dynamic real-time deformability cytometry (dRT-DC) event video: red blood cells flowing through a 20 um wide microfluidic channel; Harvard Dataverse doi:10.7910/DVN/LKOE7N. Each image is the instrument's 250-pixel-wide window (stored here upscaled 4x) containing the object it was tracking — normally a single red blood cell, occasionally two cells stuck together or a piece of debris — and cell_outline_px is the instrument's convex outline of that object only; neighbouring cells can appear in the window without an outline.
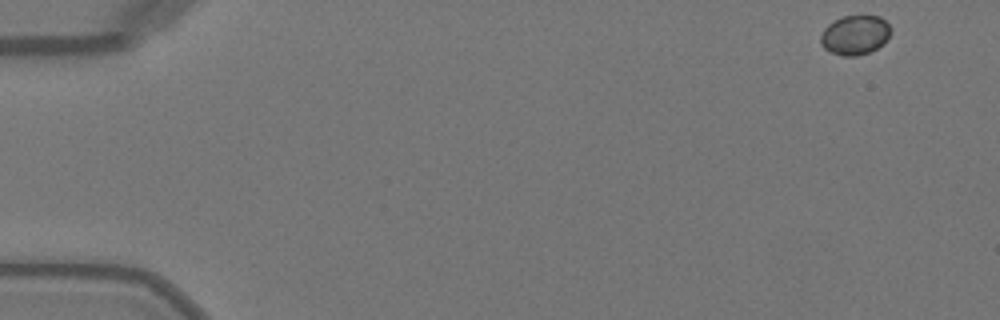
{"species": "Egyptian fruit bat (a non-hibernating species)", "species_latin": "Rousettus aegyptiacus", "temperature_condition": "warm", "stored_images_in_passage": 25, "camera_frame_rate_fps": 3000, "um_per_image_px": 0.085, "animal": {"sex": "female"}, "frame": {"image": 1, "passage_image": 1, "time_ms": 0.0, "image_size_px": [1000, 320], "cell_outline_px": [[892, 28], [884, 44], [868, 52], [856, 56], [840, 56], [824, 48], [820, 44], [820, 36], [824, 28], [828, 24], [844, 16], [880, 16]], "centroid_in_image_um": [72.66, 2.98], "position_along_channel_um": 12.3, "area_um2": 16.07}}
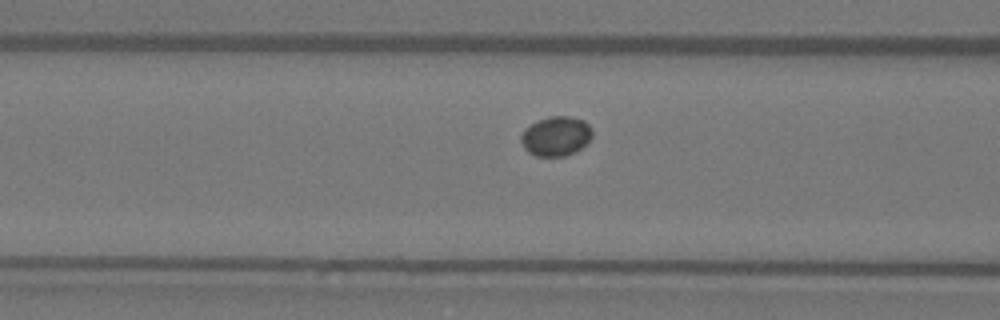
{"frame": {"image": 2, "passage_image": 19, "time_ms": 6.0, "image_size_px": [1000, 320], "cell_outline_px": [[592, 136], [576, 152], [564, 156], [536, 156], [528, 152], [524, 148], [520, 140], [520, 136], [524, 128], [548, 116], [568, 116], [584, 120], [592, 128]], "centroid_in_image_um": [47.24, 11.57], "position_along_channel_um": 119.4, "area_um2": 16.42}}
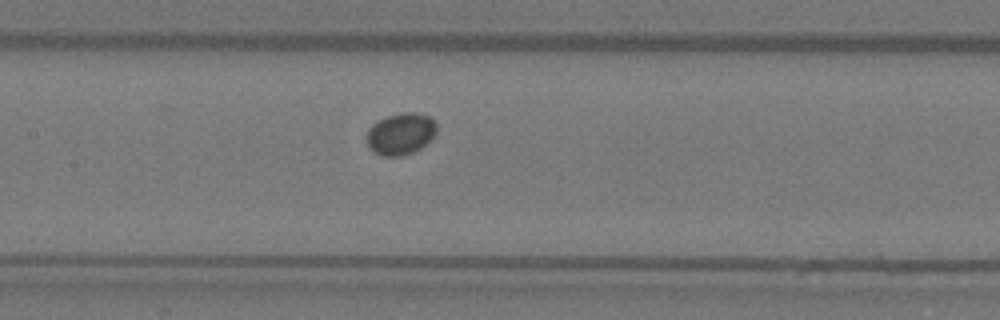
{"frame": {"image": 3, "passage_image": 23, "time_ms": 7.333, "image_size_px": [1000, 320], "cell_outline_px": [[436, 132], [420, 148], [412, 152], [400, 156], [384, 156], [372, 152], [368, 148], [368, 128], [372, 124], [388, 116], [400, 112], [416, 112], [432, 116], [436, 120]], "centroid_in_image_um": [34.06, 11.35], "position_along_channel_um": 173.3, "area_um2": 16.99}}